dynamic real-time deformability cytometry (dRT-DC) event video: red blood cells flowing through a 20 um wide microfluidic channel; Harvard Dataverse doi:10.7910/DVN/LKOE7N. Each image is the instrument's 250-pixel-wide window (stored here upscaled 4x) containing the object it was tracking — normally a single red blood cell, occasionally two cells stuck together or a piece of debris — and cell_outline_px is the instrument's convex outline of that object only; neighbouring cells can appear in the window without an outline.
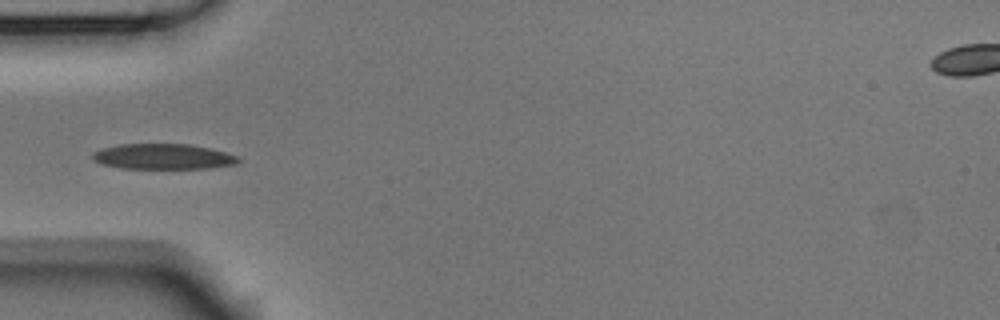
{"species": "Egyptian fruit bat (a non-hibernating species)", "species_latin": "Rousettus aegyptiacus", "temperature_condition": "room temperature", "stored_images_in_passage": 8, "camera_frame_rate_fps": 3000, "um_per_image_px": 0.085, "animal": {"sex": "male"}, "frame": {"image": 1, "passage_image": 5, "time_ms": 1.333, "image_size_px": [1000, 320], "cell_outline_px": [[240, 160], [236, 164], [208, 168], [120, 168], [100, 164], [92, 160], [92, 152], [104, 148], [120, 144], [192, 144], [212, 148], [240, 156]], "centroid_in_image_um": [13.88, 13.3], "position_along_channel_um": 71.1, "area_um2": 21.79}}
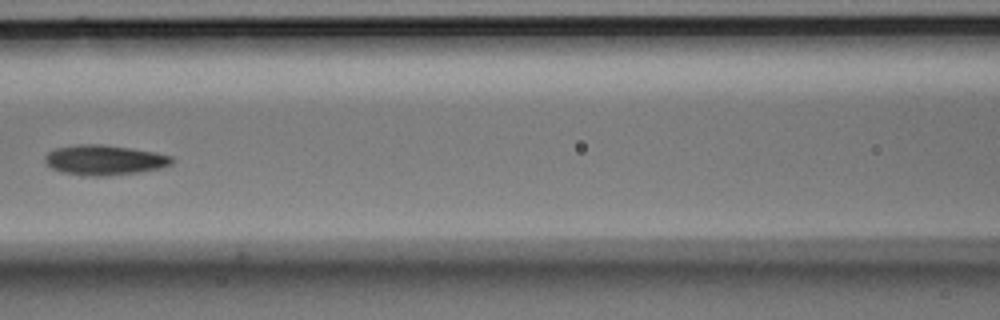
{"frame": {"image": 2, "passage_image": 7, "time_ms": 2.0, "image_size_px": [1000, 320], "cell_outline_px": [[176, 160], [172, 164], [160, 168], [136, 172], [104, 176], [84, 176], [60, 172], [52, 168], [44, 160], [44, 156], [48, 152], [56, 148], [76, 144], [100, 144], [132, 148], [156, 152], [172, 156]], "centroid_in_image_um": [8.88, 13.6], "position_along_channel_um": 157.7, "area_um2": 22.37}}
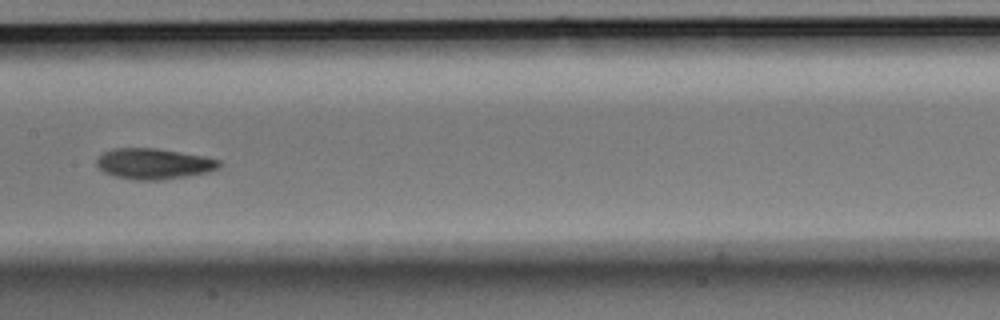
{"frame": {"image": 3, "passage_image": 8, "time_ms": 2.333, "image_size_px": [1000, 320], "cell_outline_px": [[220, 168], [208, 172], [160, 180], [136, 180], [116, 176], [104, 172], [96, 164], [96, 160], [104, 152], [116, 148], [156, 148], [204, 156], [220, 160]], "centroid_in_image_um": [13.08, 13.91], "position_along_channel_um": 194.3, "area_um2": 21.73}}